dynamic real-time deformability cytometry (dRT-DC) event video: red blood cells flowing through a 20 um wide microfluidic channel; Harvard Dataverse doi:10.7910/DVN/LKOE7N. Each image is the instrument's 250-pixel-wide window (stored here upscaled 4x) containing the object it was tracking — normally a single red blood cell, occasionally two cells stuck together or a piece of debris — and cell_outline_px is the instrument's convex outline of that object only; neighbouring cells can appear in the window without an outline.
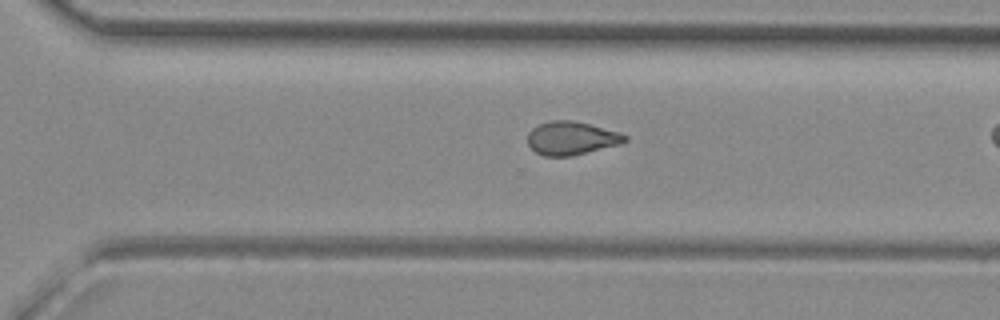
{"species": "common noctule bat (a hibernating species)", "species_latin": "Nyctalus noctula", "temperature_condition": "room temperature", "stored_images_in_passage": 34, "camera_frame_rate_fps": 3000, "um_per_image_px": 0.085, "animal": {"sex": "female", "body_mass_g": 29.2, "forearm_length_mm": 56.3}, "frame": {"image": 1, "passage_image": 22, "time_ms": 7.0, "image_size_px": [1000, 320], "cell_outline_px": [[628, 140], [620, 144], [572, 156], [544, 156], [536, 152], [528, 144], [528, 132], [532, 128], [540, 124], [552, 120], [572, 120], [620, 132], [628, 136]], "centroid_in_image_um": [48.58, 11.75], "position_along_channel_um": 322.0, "area_um2": 18.84}, "authors_computed_cell_mechanics": {"area_um2": 18.6694, "velocity_mm_per_s": 4.1449, "shape_relaxation_time_tau1_ms": null, "shape_relaxation_time_tau2_ms": 2.4479, "deformation_change_tau1": null, "deformation_change_tau2": 0.0931}}